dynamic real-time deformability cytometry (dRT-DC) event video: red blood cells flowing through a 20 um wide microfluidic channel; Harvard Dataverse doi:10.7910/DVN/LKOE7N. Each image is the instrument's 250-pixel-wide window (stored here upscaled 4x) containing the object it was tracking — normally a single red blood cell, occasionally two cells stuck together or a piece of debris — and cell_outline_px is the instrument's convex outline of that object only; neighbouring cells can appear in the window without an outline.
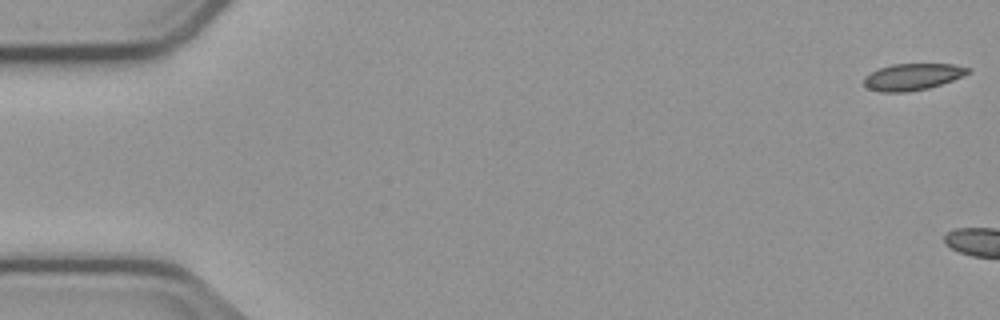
{"species": "common noctule bat (a hibernating species)", "species_latin": "Nyctalus noctula", "temperature_condition": "cold", "stored_images_in_passage": 6, "camera_frame_rate_fps": 3000, "um_per_image_px": 0.085, "animal": {"sex": "male", "body_mass_g": 23.1, "forearm_length_mm": 52.7}, "frame": {"image": 1, "passage_image": 1, "time_ms": 0.0, "image_size_px": [1000, 320], "cell_outline_px": [[972, 72], [952, 80], [928, 88], [908, 92], [880, 92], [868, 88], [864, 84], [864, 76], [880, 68], [892, 64], [952, 64], [972, 68]], "centroid_in_image_um": [77.58, 6.53], "position_along_channel_um": 7.4, "area_um2": 16.13}}